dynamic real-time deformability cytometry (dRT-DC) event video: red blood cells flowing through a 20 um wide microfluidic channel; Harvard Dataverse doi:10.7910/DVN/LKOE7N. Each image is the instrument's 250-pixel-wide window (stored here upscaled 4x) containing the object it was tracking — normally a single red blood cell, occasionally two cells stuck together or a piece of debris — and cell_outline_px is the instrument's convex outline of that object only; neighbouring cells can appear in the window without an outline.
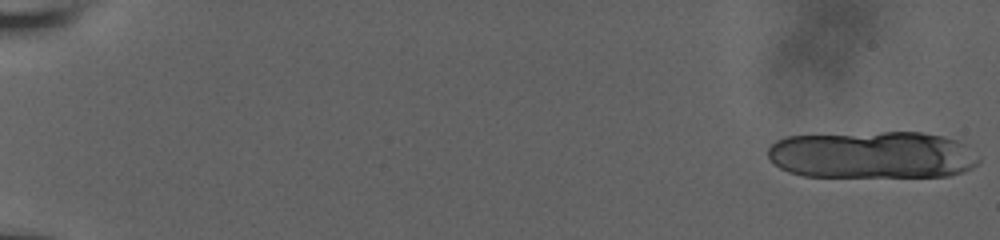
{"species": "human", "species_latin": "Homo sapiens", "temperature_condition": "room temperature", "stored_images_in_passage": 17, "camera_frame_rate_fps": 3000, "um_per_image_px": 0.085, "donor": {"sex": "male"}, "frame": {"image": 1, "passage_image": 1, "time_ms": 0.0, "image_size_px": [1000, 240], "cell_outline_px": [[980, 160], [972, 168], [964, 172], [948, 176], [804, 176], [788, 172], [772, 164], [768, 156], [768, 148], [776, 140], [788, 136], [880, 132], [920, 132], [944, 136], [956, 140], [964, 144]], "centroid_in_image_um": [74.12, 13.17], "position_along_channel_um": 10.9, "area_um2": 58.2}}